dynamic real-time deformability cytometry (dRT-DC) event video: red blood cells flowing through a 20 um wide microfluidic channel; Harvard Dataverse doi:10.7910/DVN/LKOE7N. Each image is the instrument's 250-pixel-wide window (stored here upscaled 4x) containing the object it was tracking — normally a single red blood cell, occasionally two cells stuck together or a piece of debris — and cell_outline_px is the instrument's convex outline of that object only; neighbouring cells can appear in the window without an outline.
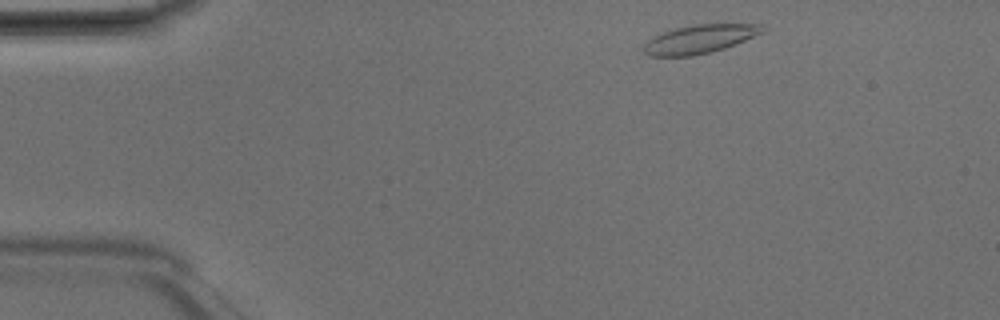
{"species": "Egyptian fruit bat (a non-hibernating species)", "species_latin": "Rousettus aegyptiacus", "temperature_condition": "room temperature", "stored_images_in_passage": 3, "camera_frame_rate_fps": 3000, "um_per_image_px": 0.085, "animal": {"sex": "male"}, "frame": {"image": 1, "passage_image": 1, "time_ms": 0.0, "image_size_px": [1000, 320], "cell_outline_px": [[764, 32], [736, 44], [712, 52], [692, 56], [648, 56], [644, 52], [644, 44], [648, 40], [664, 32], [676, 28], [692, 24], [760, 24], [764, 28]], "centroid_in_image_um": [59.48, 3.32], "position_along_channel_um": 25.5, "area_um2": 19.65}}